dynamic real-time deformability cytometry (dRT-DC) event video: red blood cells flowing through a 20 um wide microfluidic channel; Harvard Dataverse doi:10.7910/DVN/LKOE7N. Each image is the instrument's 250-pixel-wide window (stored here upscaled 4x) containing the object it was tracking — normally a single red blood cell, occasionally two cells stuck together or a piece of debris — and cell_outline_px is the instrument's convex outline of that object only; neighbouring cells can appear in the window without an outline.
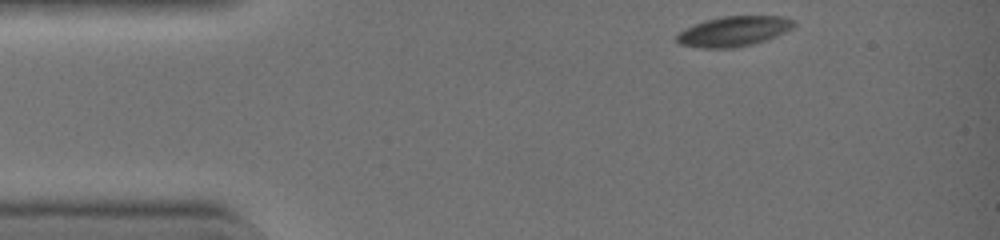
{"species": "common noctule bat (a hibernating species)", "species_latin": "Nyctalus noctula", "temperature_condition": "warm", "stored_images_in_passage": 35, "camera_frame_rate_fps": 3000, "um_per_image_px": 0.085, "animal": {"sex": "female", "body_mass_g": 19.0, "forearm_length_mm": 51.5}, "frame": {"image": 1, "passage_image": 1, "time_ms": 0.0, "image_size_px": [1000, 240], "cell_outline_px": [[796, 24], [792, 28], [776, 36], [752, 44], [736, 48], [700, 48], [680, 44], [676, 40], [676, 36], [684, 28], [704, 20], [724, 16], [780, 16], [796, 20]], "centroid_in_image_um": [62.36, 2.66], "position_along_channel_um": 22.6, "area_um2": 20.58}}
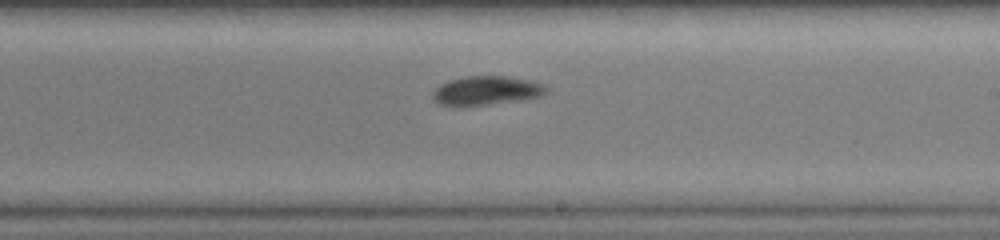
{"frame": {"image": 2, "passage_image": 21, "time_ms": 6.667, "image_size_px": [1000, 240], "cell_outline_px": [[548, 92], [540, 96], [484, 104], [440, 104], [432, 100], [432, 92], [440, 84], [448, 80], [464, 76], [508, 76], [528, 80], [544, 84], [548, 88]], "centroid_in_image_um": [41.33, 7.65], "position_along_channel_um": 247.7, "area_um2": 18.61}}
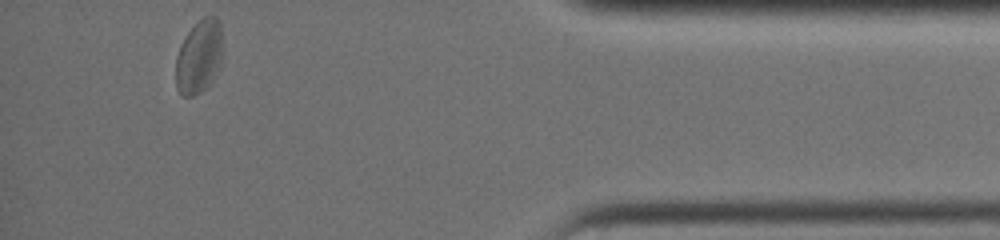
{"frame": {"image": 3, "passage_image": 35, "time_ms": 11.333, "image_size_px": [1000, 240], "cell_outline_px": [[224, 56], [220, 64], [208, 84], [200, 92], [192, 96], [184, 96], [176, 88], [176, 56], [180, 44], [188, 32], [204, 16], [216, 16], [220, 20], [224, 48]], "centroid_in_image_um": [16.95, 4.77], "position_along_channel_um": 418.3, "area_um2": 20.23}, "authors_computed_cell_mechanics": {"area_um2": 20.1722, "velocity_mm_per_s": 4.4123, "shape_relaxation_time_tau1_ms": 7.7586, "shape_relaxation_time_tau2_ms": 3.0555, "deformation_change_tau1": 0.1708, "deformation_change_tau2": 0.0685}}